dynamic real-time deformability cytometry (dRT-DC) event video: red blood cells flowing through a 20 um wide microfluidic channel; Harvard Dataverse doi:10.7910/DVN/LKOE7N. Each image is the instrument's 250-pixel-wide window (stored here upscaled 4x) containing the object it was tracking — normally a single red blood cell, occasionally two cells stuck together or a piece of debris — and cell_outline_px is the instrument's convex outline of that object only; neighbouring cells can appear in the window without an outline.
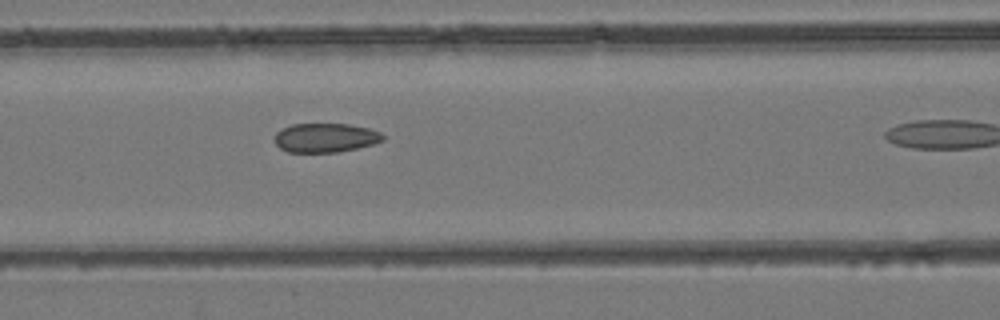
{"species": "common noctule bat (a hibernating species)", "species_latin": "Nyctalus noctula", "temperature_condition": "room temperature", "stored_images_in_passage": 23, "camera_frame_rate_fps": 3000, "um_per_image_px": 0.085, "animal": {"sex": "female", "body_mass_g": 24.6, "forearm_length_mm": 56.2}, "frame": {"image": 1, "passage_image": 17, "time_ms": 5.333, "image_size_px": [1000, 320], "cell_outline_px": [[384, 140], [372, 144], [356, 148], [336, 152], [288, 152], [280, 148], [276, 144], [276, 132], [280, 128], [292, 124], [348, 124], [368, 128], [380, 132], [384, 136]], "centroid_in_image_um": [27.64, 11.7], "position_along_channel_um": 139.0, "area_um2": 18.26}}